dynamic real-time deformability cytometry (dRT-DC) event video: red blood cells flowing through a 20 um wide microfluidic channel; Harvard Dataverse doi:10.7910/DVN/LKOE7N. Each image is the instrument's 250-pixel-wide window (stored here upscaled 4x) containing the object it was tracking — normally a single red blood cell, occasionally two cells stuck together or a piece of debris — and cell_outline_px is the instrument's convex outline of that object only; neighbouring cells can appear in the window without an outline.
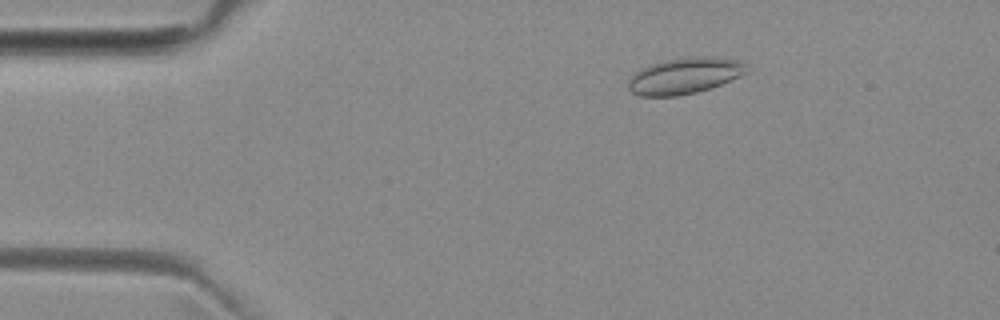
{"species": "common noctule bat (a hibernating species)", "species_latin": "Nyctalus noctula", "temperature_condition": "room temperature", "stored_images_in_passage": 5, "camera_frame_rate_fps": 3000, "um_per_image_px": 0.085, "animal": {"sex": "female", "body_mass_g": 29.2, "forearm_length_mm": 56.3}, "frame": {"image": 1, "passage_image": 1, "time_ms": 0.0, "image_size_px": [1000, 320], "cell_outline_px": [[748, 72], [740, 76], [712, 88], [696, 92], [676, 96], [640, 96], [632, 92], [628, 88], [628, 80], [640, 68], [648, 64], [664, 60], [692, 56], [716, 56], [736, 60], [744, 64]], "centroid_in_image_um": [58.17, 6.43], "position_along_channel_um": 26.8, "area_um2": 25.09}}
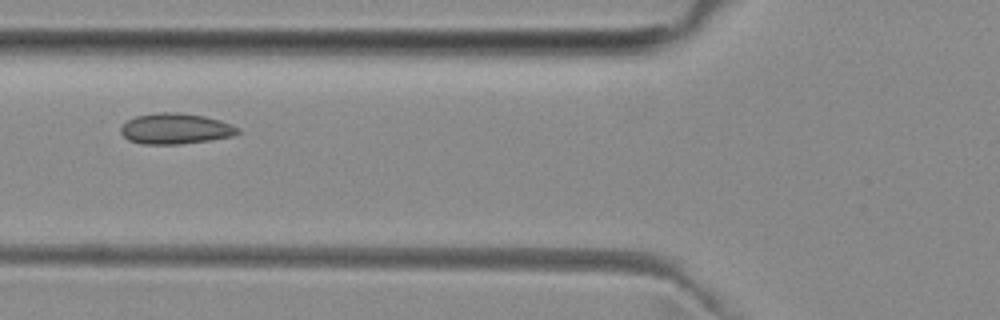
{"frame": {"image": 2, "passage_image": 4, "time_ms": 3.667, "image_size_px": [1000, 320], "cell_outline_px": [[240, 132], [232, 136], [208, 140], [180, 144], [144, 144], [128, 140], [120, 132], [120, 128], [128, 120], [136, 116], [156, 112], [176, 112], [204, 116], [220, 120], [232, 124], [240, 128]], "centroid_in_image_um": [14.92, 10.93], "position_along_channel_um": 110.9, "area_um2": 20.92}}
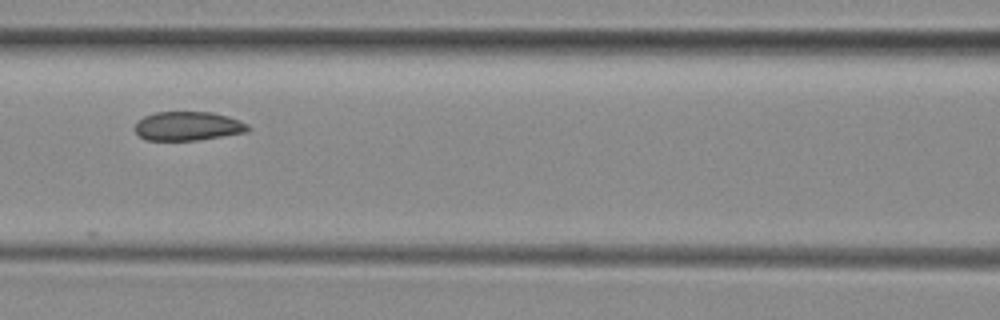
{"frame": {"image": 3, "passage_image": 5, "time_ms": 4.667, "image_size_px": [1000, 320], "cell_outline_px": [[252, 128], [248, 132], [196, 140], [144, 140], [136, 132], [136, 124], [144, 116], [156, 112], [212, 112], [228, 116], [240, 120], [248, 124]], "centroid_in_image_um": [16.02, 10.71], "position_along_channel_um": 150.6, "area_um2": 19.07}}